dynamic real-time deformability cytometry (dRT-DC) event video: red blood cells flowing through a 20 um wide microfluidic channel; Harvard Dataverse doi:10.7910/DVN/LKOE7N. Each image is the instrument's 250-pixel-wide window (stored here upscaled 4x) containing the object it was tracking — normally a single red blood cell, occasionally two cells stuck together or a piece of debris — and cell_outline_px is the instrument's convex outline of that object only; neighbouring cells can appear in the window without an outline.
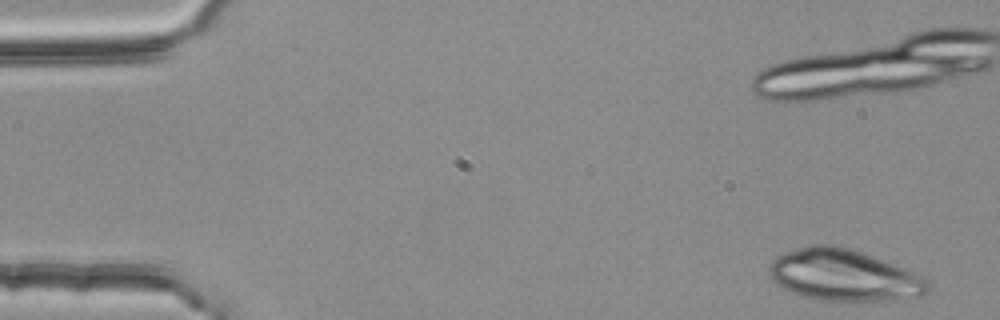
{"species": "common noctule bat (a hibernating species)", "species_latin": "Nyctalus noctula", "temperature_condition": "room temperature", "stored_images_in_passage": 5, "camera_frame_rate_fps": 3000, "um_per_image_px": 0.085, "animal": {"sex": "female", "body_mass_g": 25.1}, "frame": {"image": 1, "passage_image": 1, "time_ms": 0.0, "image_size_px": [1000, 320], "cell_outline_px": [[928, 292], [920, 296], [892, 300], [812, 300], [800, 296], [776, 284], [772, 280], [768, 272], [768, 268], [772, 260], [776, 256], [784, 252], [812, 244], [836, 244], [872, 256], [904, 268], [928, 280]], "centroid_in_image_um": [71.66, 23.39], "position_along_channel_um": 13.3, "area_um2": 47.57}}